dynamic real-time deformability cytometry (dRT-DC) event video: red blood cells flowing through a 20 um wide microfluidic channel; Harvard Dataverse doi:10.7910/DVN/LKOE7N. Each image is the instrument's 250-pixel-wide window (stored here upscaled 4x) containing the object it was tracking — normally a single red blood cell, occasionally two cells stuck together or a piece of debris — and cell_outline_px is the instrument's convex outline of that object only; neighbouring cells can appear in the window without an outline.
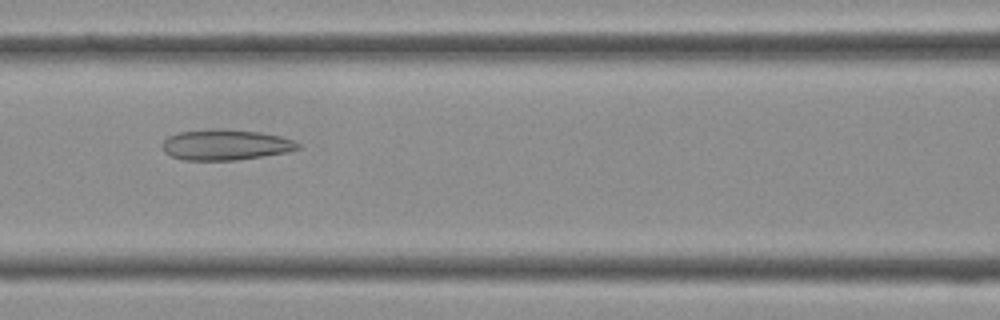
{"species": "Egyptian fruit bat (a non-hibernating species)", "species_latin": "Rousettus aegyptiacus", "temperature_condition": "cold", "stored_images_in_passage": 40, "camera_frame_rate_fps": 3000, "um_per_image_px": 0.085, "frame": {"image": 1, "passage_image": 17, "time_ms": 5.333, "image_size_px": [1000, 320], "cell_outline_px": [[300, 148], [288, 152], [264, 156], [236, 160], [184, 160], [172, 156], [164, 152], [160, 144], [168, 136], [180, 132], [260, 132], [280, 136], [292, 140], [300, 144]], "centroid_in_image_um": [19.18, 12.37], "position_along_channel_um": 147.4, "area_um2": 23.12}}
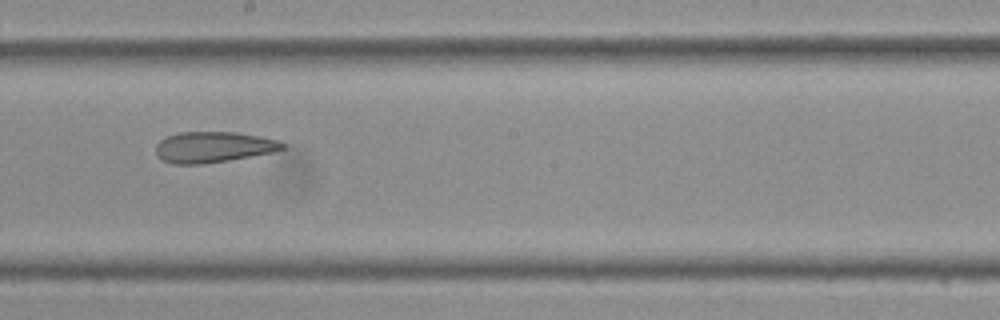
{"frame": {"image": 2, "passage_image": 22, "time_ms": 7.0, "image_size_px": [1000, 320], "cell_outline_px": [[284, 148], [272, 152], [228, 160], [204, 164], [172, 164], [160, 160], [156, 152], [156, 144], [160, 140], [168, 136], [180, 132], [236, 132], [260, 136], [276, 140], [284, 144]], "centroid_in_image_um": [18.08, 12.5], "position_along_channel_um": 230.1, "area_um2": 22.66}}
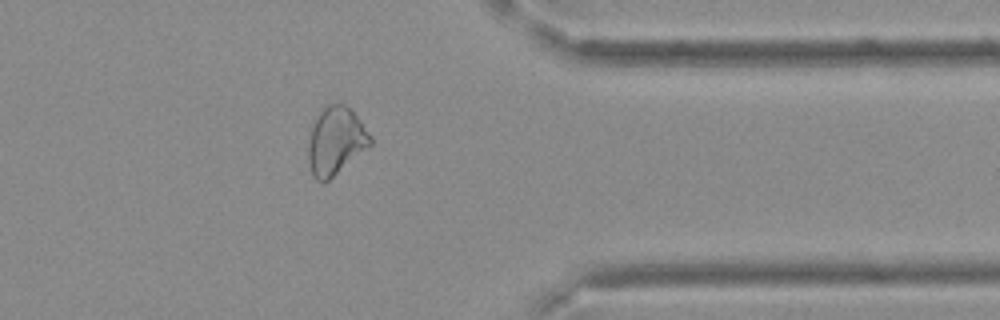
{"frame": {"image": 3, "passage_image": 32, "time_ms": 10.333, "image_size_px": [1000, 320], "cell_outline_px": [[372, 144], [324, 184], [316, 180], [312, 176], [308, 160], [308, 144], [312, 128], [320, 112], [328, 104], [344, 104], [360, 120], [372, 136]], "centroid_in_image_um": [28.53, 12.02], "position_along_channel_um": 382.9, "area_um2": 24.22}}